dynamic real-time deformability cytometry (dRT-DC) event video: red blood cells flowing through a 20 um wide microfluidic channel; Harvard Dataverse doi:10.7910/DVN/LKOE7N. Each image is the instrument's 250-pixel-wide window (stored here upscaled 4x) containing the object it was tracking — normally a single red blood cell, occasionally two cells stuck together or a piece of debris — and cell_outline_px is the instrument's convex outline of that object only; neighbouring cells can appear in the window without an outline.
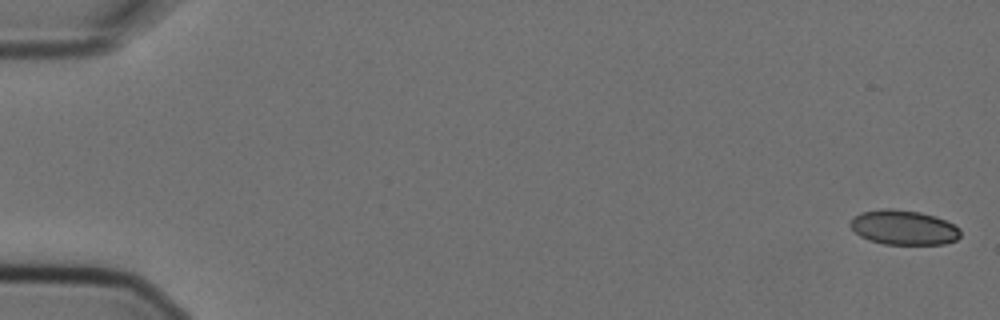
{"species": "Egyptian fruit bat (a non-hibernating species)", "species_latin": "Rousettus aegyptiacus", "temperature_condition": "cold", "stored_images_in_passage": 4, "camera_frame_rate_fps": 3000, "um_per_image_px": 0.085, "animal": {"sex": "female"}, "frame": {"image": 1, "passage_image": 1, "time_ms": 0.0, "image_size_px": [1000, 320], "cell_outline_px": [[960, 236], [956, 240], [944, 244], [884, 244], [868, 240], [860, 236], [848, 224], [860, 212], [884, 208], [888, 208], [920, 212], [936, 216], [960, 228]], "centroid_in_image_um": [76.81, 19.34], "position_along_channel_um": 8.2, "area_um2": 22.2}}
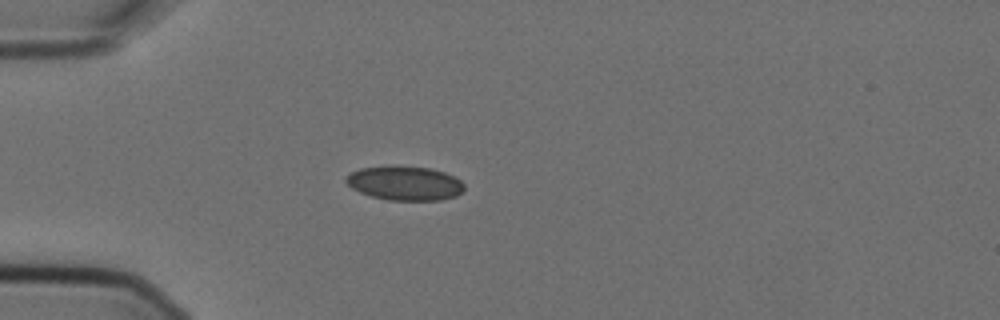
{"frame": {"image": 2, "passage_image": 4, "time_ms": 1.0, "image_size_px": [1000, 320], "cell_outline_px": [[464, 192], [456, 196], [440, 200], [388, 200], [372, 196], [360, 192], [352, 188], [344, 180], [344, 176], [360, 168], [392, 164], [432, 168], [444, 172], [460, 180], [464, 184]], "centroid_in_image_um": [34.4, 15.55], "position_along_channel_um": 50.6, "area_um2": 23.99}}